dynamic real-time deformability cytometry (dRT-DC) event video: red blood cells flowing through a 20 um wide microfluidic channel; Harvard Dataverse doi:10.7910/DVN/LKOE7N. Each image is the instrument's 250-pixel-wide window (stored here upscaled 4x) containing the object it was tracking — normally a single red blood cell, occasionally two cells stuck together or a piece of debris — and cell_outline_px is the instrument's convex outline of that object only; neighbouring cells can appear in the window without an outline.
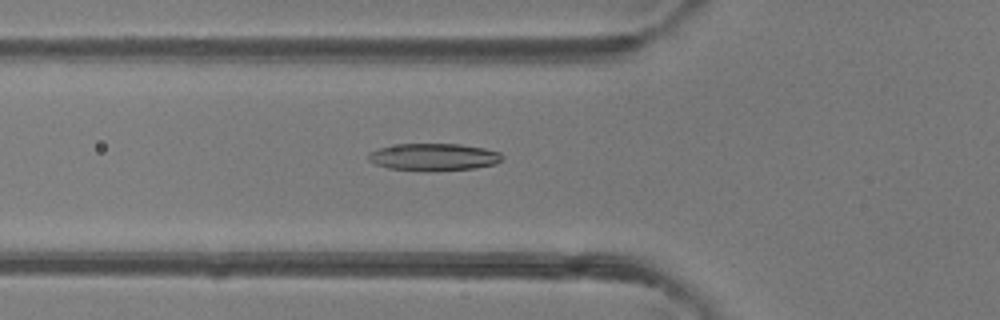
{"species": "common noctule bat (a hibernating species)", "species_latin": "Nyctalus noctula", "temperature_condition": "room temperature", "stored_images_in_passage": 47, "camera_frame_rate_fps": 3000, "um_per_image_px": 0.085, "animal": {"sex": "female"}, "frame": {"image": 1, "passage_image": 17, "time_ms": 5.333, "image_size_px": [1000, 320], "cell_outline_px": [[504, 156], [496, 164], [476, 168], [388, 168], [376, 164], [368, 160], [368, 152], [380, 148], [396, 144], [460, 144], [484, 148], [500, 152]], "centroid_in_image_um": [36.89, 13.29], "position_along_channel_um": 88.9, "area_um2": 20.23}}
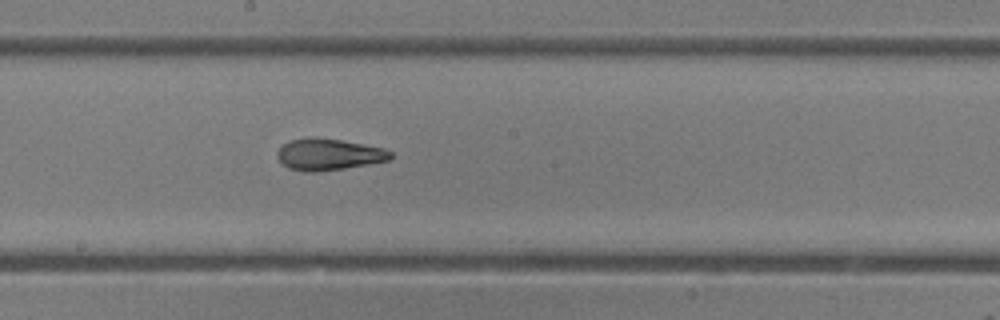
{"frame": {"image": 2, "passage_image": 26, "time_ms": 8.333, "image_size_px": [1000, 320], "cell_outline_px": [[392, 156], [388, 160], [368, 164], [344, 168], [316, 172], [304, 172], [288, 168], [276, 156], [276, 152], [284, 144], [292, 140], [340, 140], [364, 144], [384, 148], [392, 152]], "centroid_in_image_um": [27.97, 13.17], "position_along_channel_um": 220.2, "area_um2": 20.06}}
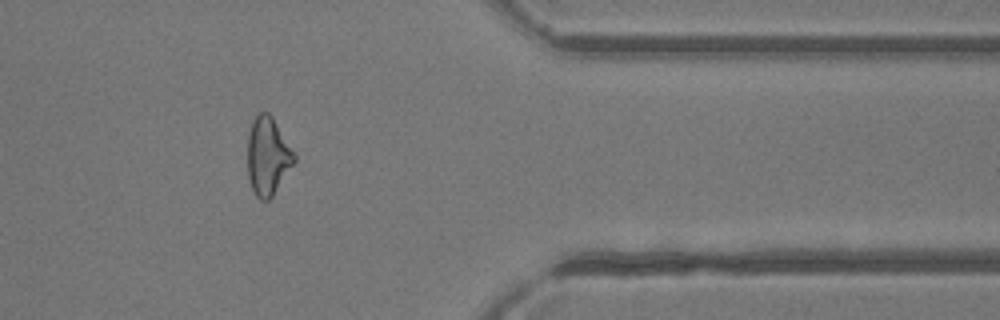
{"frame": {"image": 3, "passage_image": 39, "time_ms": 12.667, "image_size_px": [1000, 320], "cell_outline_px": [[296, 160], [272, 196], [268, 200], [260, 200], [256, 196], [252, 188], [248, 176], [248, 136], [252, 120], [260, 112], [268, 112], [272, 116], [296, 156]], "centroid_in_image_um": [22.75, 13.27], "position_along_channel_um": 388.6, "area_um2": 20.92}, "authors_computed_cell_mechanics": {"area_um2": 21.4438, "velocity_mm_per_s": 4.3459, "shape_relaxation_time_tau1_ms": 8.587, "shape_relaxation_time_tau2_ms": 1.2665, "deformation_change_tau1": 0.2804, "deformation_change_tau2": 0.0921}}